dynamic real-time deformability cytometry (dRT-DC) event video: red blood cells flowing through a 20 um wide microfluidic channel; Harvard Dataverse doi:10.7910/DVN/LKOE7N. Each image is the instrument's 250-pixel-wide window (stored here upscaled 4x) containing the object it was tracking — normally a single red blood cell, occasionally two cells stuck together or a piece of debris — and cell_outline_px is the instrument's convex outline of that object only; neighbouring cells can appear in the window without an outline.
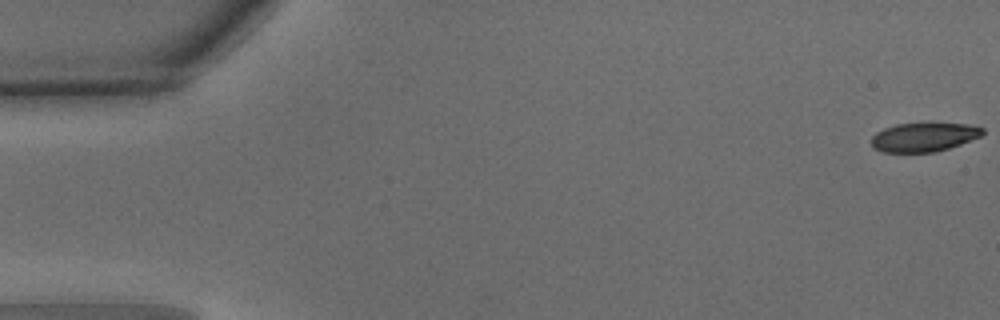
{"species": "common noctule bat (a hibernating species)", "species_latin": "Nyctalus noctula", "temperature_condition": "warm", "stored_images_in_passage": 50, "camera_frame_rate_fps": 3000, "um_per_image_px": 0.085, "animal": {"sex": "male", "body_mass_g": 15.6}, "frame": {"image": 1, "passage_image": 1, "time_ms": 0.0, "image_size_px": [1000, 320], "cell_outline_px": [[984, 132], [980, 136], [960, 144], [936, 152], [884, 152], [872, 148], [872, 136], [876, 132], [884, 128], [896, 124], [968, 124], [984, 128]], "centroid_in_image_um": [78.5, 11.66], "position_along_channel_um": 6.5, "area_um2": 18.5}}
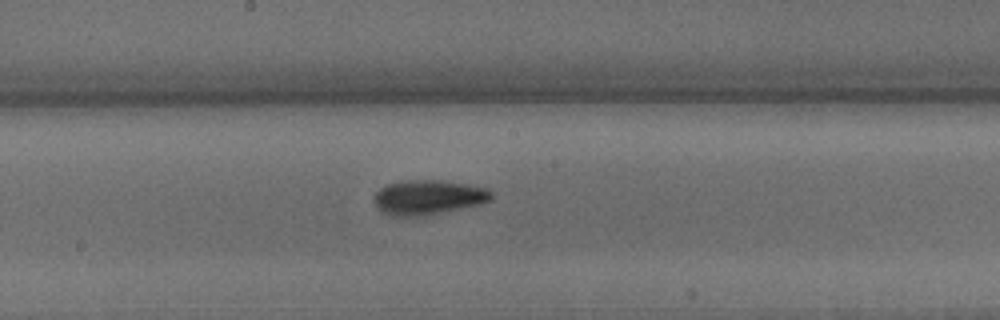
{"frame": {"image": 2, "passage_image": 27, "time_ms": 8.667, "image_size_px": [1000, 320], "cell_outline_px": [[492, 200], [480, 204], [460, 208], [416, 216], [392, 216], [380, 212], [376, 204], [376, 192], [380, 188], [388, 184], [400, 180], [444, 180], [488, 188], [492, 192]], "centroid_in_image_um": [36.4, 16.75], "position_along_channel_um": 211.8, "area_um2": 23.47}}
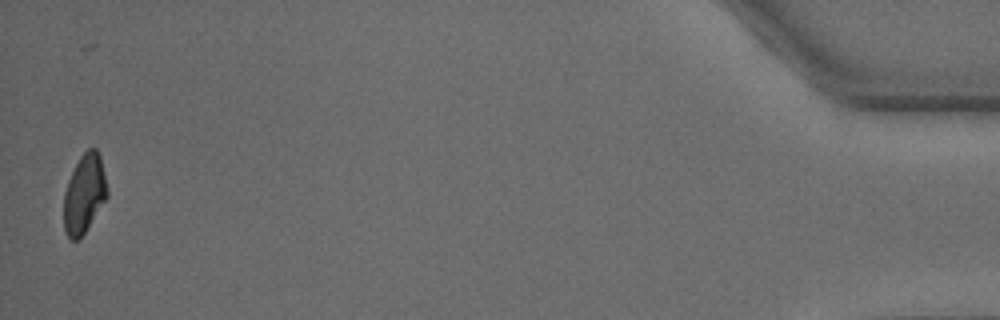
{"frame": {"image": 3, "passage_image": 50, "time_ms": 16.333, "image_size_px": [1000, 320], "cell_outline_px": [[108, 196], [84, 232], [76, 240], [72, 240], [68, 236], [64, 228], [64, 192], [68, 180], [80, 156], [88, 148], [96, 148], [100, 156], [108, 192]], "centroid_in_image_um": [7.16, 16.45], "position_along_channel_um": 428.0, "area_um2": 19.54}, "authors_computed_cell_mechanics": {"area_um2": 21.4727, "velocity_mm_per_s": 4.0327, "shape_relaxation_time_tau1_ms": 3.9162, "shape_relaxation_time_tau2_ms": 2.676, "deformation_change_tau1": 0.1459, "deformation_change_tau2": 0.0911}}